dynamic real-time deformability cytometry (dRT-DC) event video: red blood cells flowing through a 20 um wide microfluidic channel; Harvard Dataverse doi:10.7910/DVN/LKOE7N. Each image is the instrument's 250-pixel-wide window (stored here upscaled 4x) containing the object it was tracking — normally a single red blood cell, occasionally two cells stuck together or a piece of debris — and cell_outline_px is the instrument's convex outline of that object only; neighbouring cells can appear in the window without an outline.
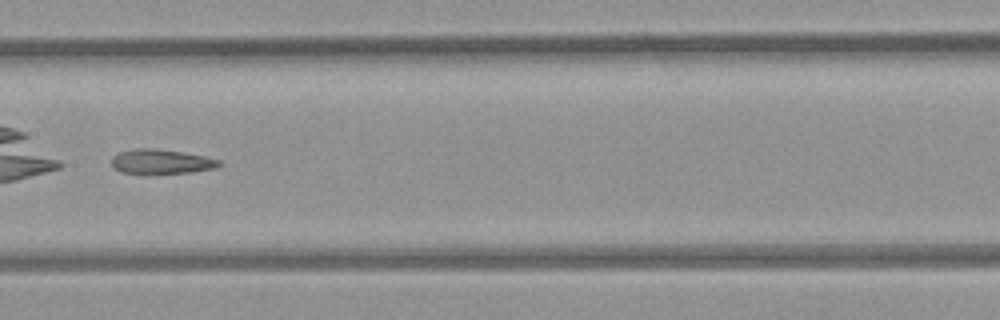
{"species": "common noctule bat (a hibernating species)", "species_latin": "Nyctalus noctula", "temperature_condition": "room temperature", "stored_images_in_passage": 10, "camera_frame_rate_fps": 3000, "um_per_image_px": 0.085, "animal": {"sex": "female", "body_mass_g": 21.9}, "frame": {"image": 1, "passage_image": 7, "time_ms": 2.0, "image_size_px": [1000, 320], "cell_outline_px": [[220, 164], [216, 168], [192, 172], [148, 176], [144, 176], [120, 172], [112, 168], [112, 156], [120, 152], [136, 148], [156, 148], [184, 152], [204, 156], [220, 160]], "centroid_in_image_um": [13.65, 13.78], "position_along_channel_um": 193.8, "area_um2": 16.18}}
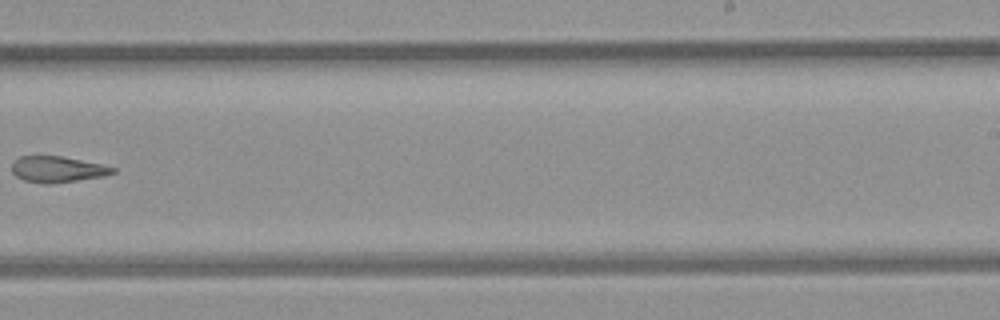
{"frame": {"image": 2, "passage_image": 9, "time_ms": 2.667, "image_size_px": [1000, 320], "cell_outline_px": [[116, 172], [104, 176], [52, 184], [48, 184], [24, 180], [16, 176], [12, 172], [12, 164], [20, 156], [64, 156], [100, 164], [116, 168]], "centroid_in_image_um": [4.89, 14.39], "position_along_channel_um": 284.1, "area_um2": 15.26}}
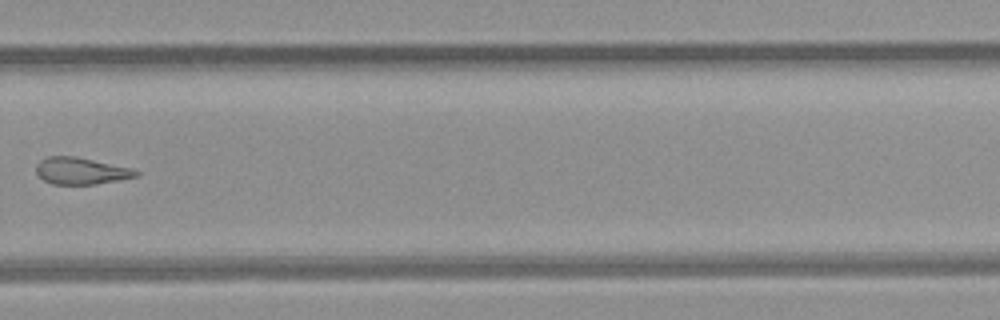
{"frame": {"image": 3, "passage_image": 10, "time_ms": 3.0, "image_size_px": [1000, 320], "cell_outline_px": [[140, 176], [120, 180], [96, 184], [52, 184], [44, 180], [36, 172], [36, 164], [40, 160], [48, 156], [76, 156], [132, 168], [140, 172]], "centroid_in_image_um": [6.91, 14.52], "position_along_channel_um": 322.9, "area_um2": 15.72}}